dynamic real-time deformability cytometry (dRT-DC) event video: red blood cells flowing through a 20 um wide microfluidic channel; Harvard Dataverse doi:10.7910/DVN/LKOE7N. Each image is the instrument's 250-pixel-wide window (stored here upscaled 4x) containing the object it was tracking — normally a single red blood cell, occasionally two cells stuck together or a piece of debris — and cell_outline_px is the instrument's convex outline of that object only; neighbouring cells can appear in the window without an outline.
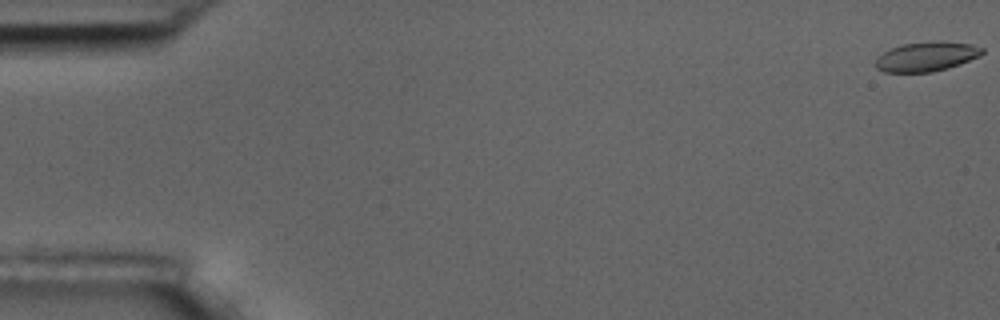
{"species": "common noctule bat (a hibernating species)", "species_latin": "Nyctalus noctula", "temperature_condition": "room temperature", "stored_images_in_passage": 4, "segment_of_instrument_passage": [2, 2], "camera_frame_rate_fps": 3000, "um_per_image_px": 0.085, "animal": {"sex": "male", "body_mass_g": 17.5, "forearm_length_mm": 52.3}, "frame": {"image": 1, "passage_image": 4, "time_ms": 4.667, "image_size_px": [1000, 320], "cell_outline_px": [[984, 52], [980, 56], [960, 64], [948, 68], [932, 72], [884, 72], [876, 68], [876, 60], [884, 52], [892, 48], [904, 44], [940, 40], [972, 44], [984, 48]], "centroid_in_image_um": [78.81, 4.8], "position_along_channel_um": 6.2, "area_um2": 18.32}}